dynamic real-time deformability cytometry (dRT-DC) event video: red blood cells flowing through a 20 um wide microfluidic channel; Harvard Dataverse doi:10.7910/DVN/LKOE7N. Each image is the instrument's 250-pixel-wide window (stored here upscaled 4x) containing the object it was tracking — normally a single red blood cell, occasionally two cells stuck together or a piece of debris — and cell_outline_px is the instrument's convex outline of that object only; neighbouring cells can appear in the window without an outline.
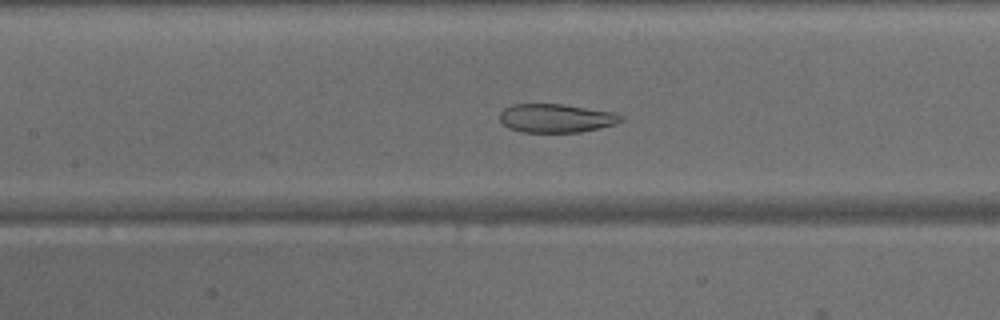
{"species": "common noctule bat (a hibernating species)", "species_latin": "Nyctalus noctula", "temperature_condition": "warm", "stored_images_in_passage": 34, "camera_frame_rate_fps": 3000, "um_per_image_px": 0.085, "animal": {"sex": "male", "body_mass_g": 15.6}, "frame": {"image": 1, "passage_image": 8, "time_ms": 2.333, "image_size_px": [1000, 320], "cell_outline_px": [[624, 120], [616, 124], [600, 128], [580, 132], [520, 132], [508, 128], [500, 120], [500, 112], [504, 108], [512, 104], [564, 104], [616, 112], [624, 116]], "centroid_in_image_um": [47.31, 10.04], "position_along_channel_um": 160.1, "area_um2": 20.52}}
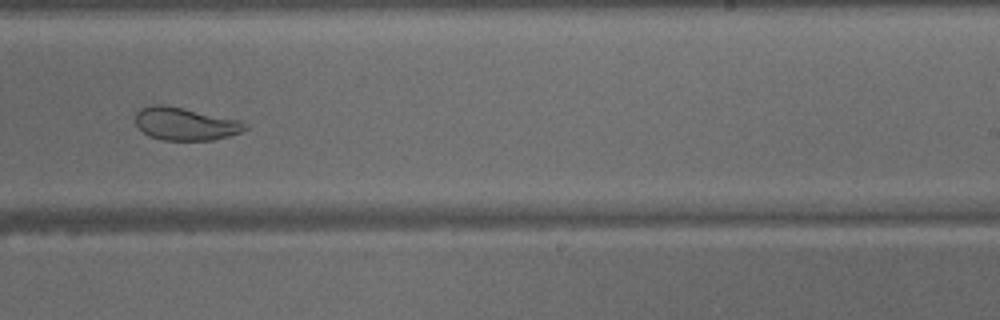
{"frame": {"image": 2, "passage_image": 16, "time_ms": 5.0, "image_size_px": [1000, 320], "cell_outline_px": [[248, 128], [240, 132], [228, 136], [212, 140], [164, 140], [148, 136], [136, 124], [136, 112], [140, 108], [152, 104], [164, 104], [240, 120], [248, 124]], "centroid_in_image_um": [15.74, 10.52], "position_along_channel_um": 273.3, "area_um2": 20.92}}
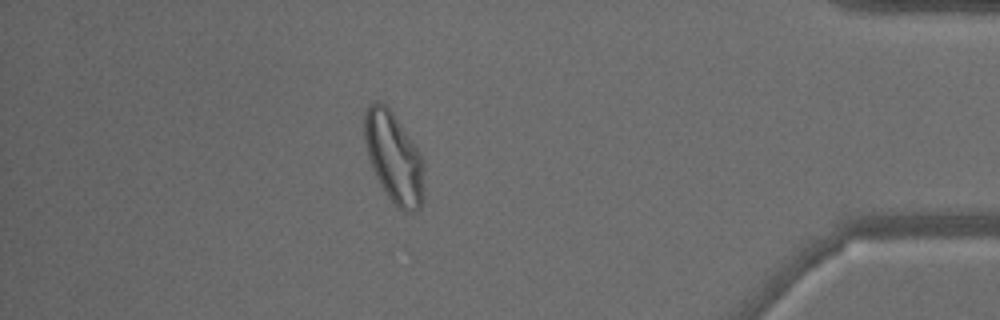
{"frame": {"image": 3, "passage_image": 28, "time_ms": 9.0, "image_size_px": [1000, 320], "cell_outline_px": [[424, 188], [420, 208], [416, 212], [408, 212], [396, 208], [380, 184], [372, 168], [368, 156], [364, 140], [364, 112], [368, 104], [376, 100], [384, 104], [392, 112], [420, 152], [424, 160]], "centroid_in_image_um": [33.48, 13.4], "position_along_channel_um": 401.7, "area_um2": 31.67}}